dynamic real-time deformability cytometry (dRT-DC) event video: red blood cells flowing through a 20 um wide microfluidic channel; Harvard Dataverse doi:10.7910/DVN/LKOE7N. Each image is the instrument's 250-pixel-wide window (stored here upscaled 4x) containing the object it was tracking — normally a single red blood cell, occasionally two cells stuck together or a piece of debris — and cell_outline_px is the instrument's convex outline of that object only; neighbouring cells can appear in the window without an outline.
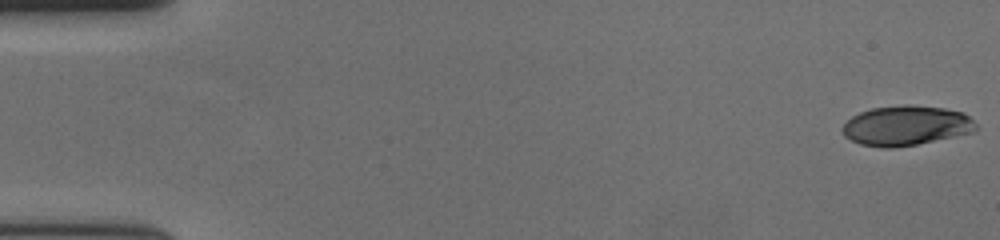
{"species": "human", "species_latin": "Homo sapiens", "temperature_condition": "cold", "stored_images_in_passage": 33, "camera_frame_rate_fps": 3000, "um_per_image_px": 0.085, "donor": {"sex": "female"}, "frame": {"image": 1, "passage_image": 1, "time_ms": 0.0, "image_size_px": [1000, 240], "cell_outline_px": [[976, 132], [916, 144], [892, 148], [880, 148], [860, 144], [844, 136], [840, 128], [852, 116], [860, 112], [872, 108], [904, 104], [912, 104], [944, 108], [964, 112], [976, 124]], "centroid_in_image_um": [77.01, 10.67], "position_along_channel_um": 8.0, "area_um2": 31.21}}
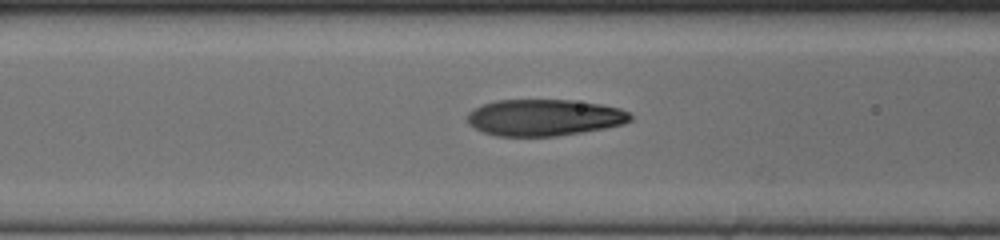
{"frame": {"image": 2, "passage_image": 24, "time_ms": 7.667, "image_size_px": [1000, 240], "cell_outline_px": [[632, 120], [624, 124], [604, 128], [556, 136], [496, 136], [484, 132], [468, 124], [468, 112], [484, 104], [496, 100], [572, 100], [600, 104], [620, 108], [628, 112], [632, 116]], "centroid_in_image_um": [46.27, 9.99], "position_along_channel_um": 120.3, "area_um2": 34.56}}
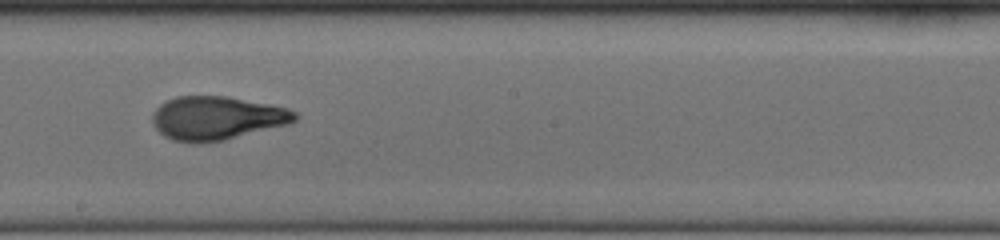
{"frame": {"image": 3, "passage_image": 33, "time_ms": 10.667, "image_size_px": [1000, 240], "cell_outline_px": [[296, 120], [288, 124], [224, 140], [200, 144], [192, 144], [172, 140], [164, 136], [156, 128], [152, 120], [152, 116], [156, 108], [160, 104], [176, 96], [228, 96], [288, 108], [296, 112]], "centroid_in_image_um": [18.4, 10.05], "position_along_channel_um": 229.8, "area_um2": 36.24}}